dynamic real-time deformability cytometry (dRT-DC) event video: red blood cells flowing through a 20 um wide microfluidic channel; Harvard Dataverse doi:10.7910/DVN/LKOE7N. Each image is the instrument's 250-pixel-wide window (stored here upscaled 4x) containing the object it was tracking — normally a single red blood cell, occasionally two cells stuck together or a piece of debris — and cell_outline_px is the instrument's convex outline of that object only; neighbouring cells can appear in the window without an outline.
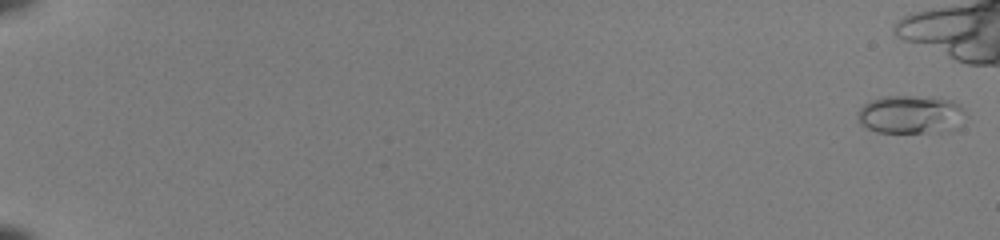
{"species": "common noctule bat (a hibernating species)", "species_latin": "Nyctalus noctula", "temperature_condition": "room temperature", "stored_images_in_passage": 5, "camera_frame_rate_fps": 3000, "um_per_image_px": 0.085, "animal": {"sex": "female", "body_mass_g": 22.0, "forearm_length_mm": 56.7}, "frame": {"image": 1, "passage_image": 2, "time_ms": 0.333, "image_size_px": [1000, 240], "cell_outline_px": [[960, 108], [956, 128], [948, 132], [876, 132], [860, 124], [860, 108], [864, 104], [872, 100], [884, 96], [932, 96], [952, 100], [960, 104]], "centroid_in_image_um": [77.37, 9.72], "position_along_channel_um": 7.6, "area_um2": 23.58}}